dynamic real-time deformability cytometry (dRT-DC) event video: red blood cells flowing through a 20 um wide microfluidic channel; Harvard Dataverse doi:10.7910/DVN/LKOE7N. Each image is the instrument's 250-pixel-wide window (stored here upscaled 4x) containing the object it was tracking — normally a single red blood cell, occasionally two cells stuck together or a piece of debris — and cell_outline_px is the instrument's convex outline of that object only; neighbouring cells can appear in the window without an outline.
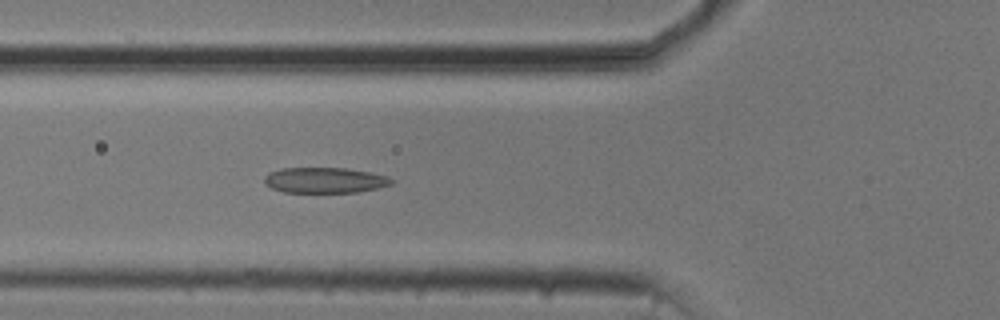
{"species": "common noctule bat (a hibernating species)", "species_latin": "Nyctalus noctula", "temperature_condition": "cold", "stored_images_in_passage": 37, "camera_frame_rate_fps": 3000, "um_per_image_px": 0.085, "animal": {"sex": "male", "body_mass_g": 20.5, "forearm_length_mm": 52.5}, "frame": {"image": 1, "passage_image": 7, "time_ms": 2.0, "image_size_px": [1000, 320], "cell_outline_px": [[392, 184], [380, 188], [360, 192], [284, 192], [272, 188], [264, 184], [264, 176], [268, 172], [280, 168], [344, 168], [368, 172], [388, 176], [392, 180]], "centroid_in_image_um": [27.58, 15.32], "position_along_channel_um": 98.2, "area_um2": 19.02}}
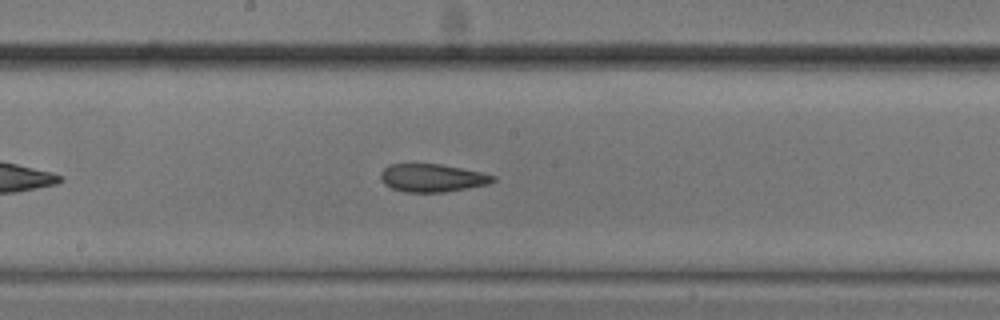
{"frame": {"image": 2, "passage_image": 16, "time_ms": 5.0, "image_size_px": [1000, 320], "cell_outline_px": [[496, 180], [488, 184], [468, 188], [444, 192], [404, 192], [392, 188], [384, 184], [380, 176], [380, 172], [388, 164], [440, 164], [480, 172], [496, 176]], "centroid_in_image_um": [36.72, 15.12], "position_along_channel_um": 211.5, "area_um2": 18.26}}
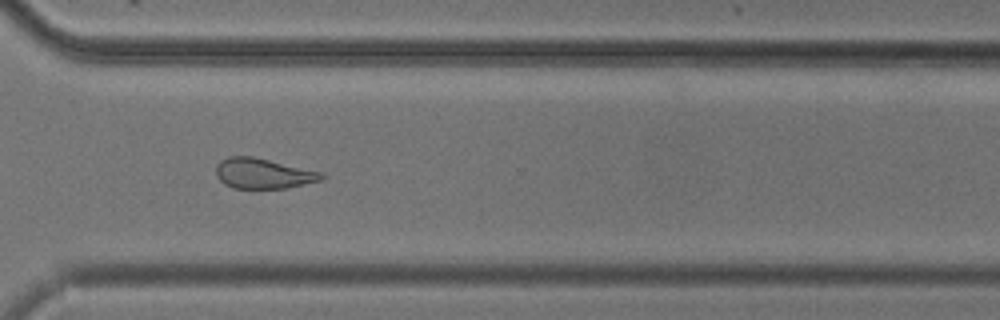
{"frame": {"image": 3, "passage_image": 27, "time_ms": 8.667, "image_size_px": [1000, 320], "cell_outline_px": [[324, 180], [284, 188], [232, 188], [224, 184], [216, 176], [216, 164], [220, 160], [228, 156], [252, 156], [324, 172]], "centroid_in_image_um": [22.37, 14.74], "position_along_channel_um": 348.2, "area_um2": 18.79}, "authors_computed_cell_mechanics": {"area_um2": 18.9006, "velocity_mm_per_s": 3.7484, "shape_relaxation_time_tau1_ms": 6.1342, "shape_relaxation_time_tau2_ms": 3.1731, "deformation_change_tau1": 0.1463, "deformation_change_tau2": 0.1141}}